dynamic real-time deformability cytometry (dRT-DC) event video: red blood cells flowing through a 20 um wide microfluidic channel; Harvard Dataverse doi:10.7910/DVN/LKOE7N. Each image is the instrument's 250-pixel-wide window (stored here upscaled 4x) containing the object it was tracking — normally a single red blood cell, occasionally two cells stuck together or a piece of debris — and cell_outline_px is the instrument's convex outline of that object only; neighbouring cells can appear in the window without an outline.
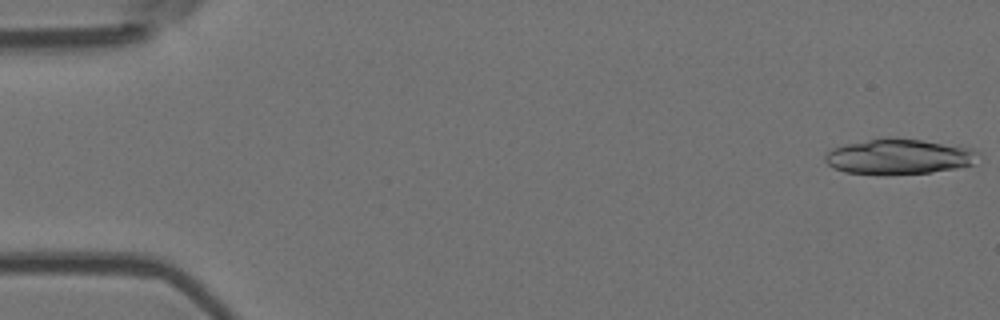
{"species": "Egyptian fruit bat (a non-hibernating species)", "species_latin": "Rousettus aegyptiacus", "temperature_condition": "room temperature", "stored_images_in_passage": 5, "camera_frame_rate_fps": 3000, "um_per_image_px": 0.085, "animal": {"sex": "female"}, "frame": {"image": 1, "passage_image": 1, "time_ms": 0.0, "image_size_px": [1000, 320], "cell_outline_px": [[980, 152], [972, 164], [956, 168], [932, 172], [880, 176], [844, 172], [832, 168], [824, 160], [824, 156], [832, 148], [844, 144], [888, 136], [920, 140], [972, 148]], "centroid_in_image_um": [76.34, 13.32], "position_along_channel_um": 8.7, "area_um2": 32.02}}